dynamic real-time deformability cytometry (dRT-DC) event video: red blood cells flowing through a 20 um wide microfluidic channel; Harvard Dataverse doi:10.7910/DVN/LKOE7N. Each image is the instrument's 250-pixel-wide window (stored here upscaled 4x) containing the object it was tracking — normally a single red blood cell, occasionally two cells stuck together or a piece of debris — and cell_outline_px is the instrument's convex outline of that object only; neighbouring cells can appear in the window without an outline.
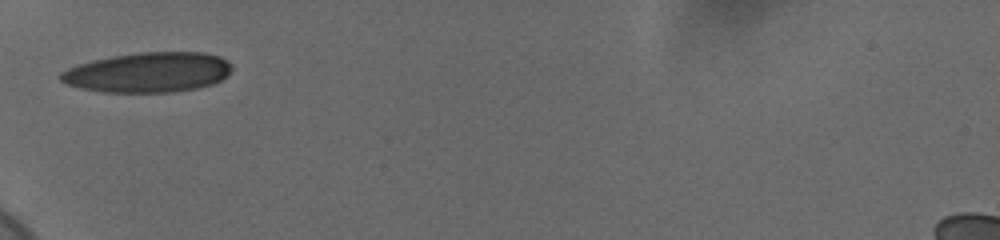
{"species": "human", "species_latin": "Homo sapiens", "temperature_condition": "cold", "stored_images_in_passage": 12, "camera_frame_rate_fps": 3000, "um_per_image_px": 0.085, "donor": {"sex": "female"}, "frame": {"image": 1, "passage_image": 1, "time_ms": 0.0, "image_size_px": [1000, 240], "cell_outline_px": [[232, 68], [228, 76], [212, 84], [200, 88], [172, 92], [100, 92], [80, 88], [68, 84], [60, 80], [60, 72], [76, 64], [92, 60], [112, 56], [140, 52], [204, 52], [220, 56], [228, 60], [232, 64]], "centroid_in_image_um": [12.62, 6.15], "position_along_channel_um": 72.4, "area_um2": 40.29}}
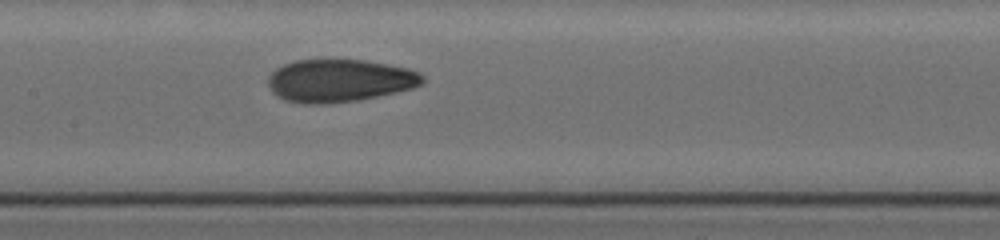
{"frame": {"image": 2, "passage_image": 6, "time_ms": 1.667, "image_size_px": [1000, 240], "cell_outline_px": [[424, 80], [420, 84], [412, 88], [396, 92], [360, 100], [324, 104], [304, 104], [284, 100], [272, 92], [268, 84], [268, 76], [276, 68], [284, 64], [296, 60], [324, 56], [364, 60], [408, 68], [420, 72], [424, 76]], "centroid_in_image_um": [28.82, 6.81], "position_along_channel_um": 178.6, "area_um2": 39.48}}
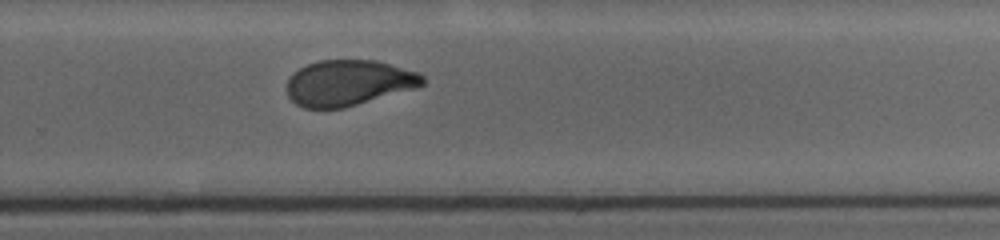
{"frame": {"image": 3, "passage_image": 12, "time_ms": 3.667, "image_size_px": [1000, 240], "cell_outline_px": [[424, 84], [416, 88], [344, 108], [304, 108], [296, 104], [288, 96], [284, 88], [288, 76], [292, 72], [308, 64], [320, 60], [376, 60], [420, 72], [424, 76]], "centroid_in_image_um": [29.6, 7.04], "position_along_channel_um": 300.2, "area_um2": 36.59}}